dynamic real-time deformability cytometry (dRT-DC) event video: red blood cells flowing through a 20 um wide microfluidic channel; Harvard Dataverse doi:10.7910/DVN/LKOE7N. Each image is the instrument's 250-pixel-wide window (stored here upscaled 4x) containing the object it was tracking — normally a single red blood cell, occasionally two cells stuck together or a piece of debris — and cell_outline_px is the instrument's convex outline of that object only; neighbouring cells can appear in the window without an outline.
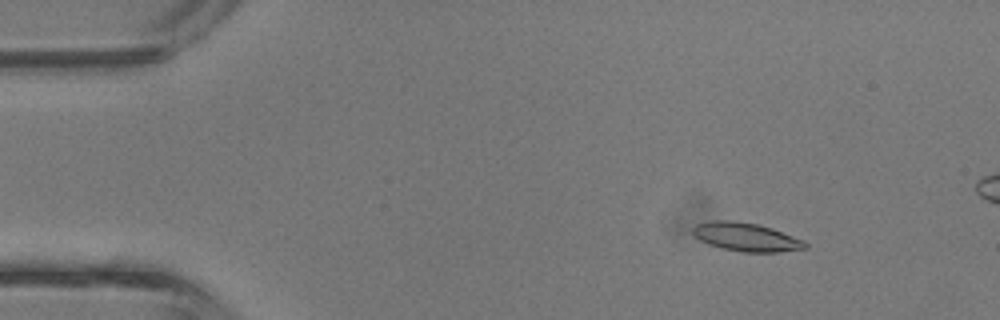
{"species": "common noctule bat (a hibernating species)", "species_latin": "Nyctalus noctula", "temperature_condition": "room temperature", "stored_images_in_passage": 5, "camera_frame_rate_fps": 3000, "um_per_image_px": 0.085, "animal": {"sex": "male", "body_mass_g": 13.3}, "frame": {"image": 1, "passage_image": 2, "time_ms": 0.333, "image_size_px": [1000, 320], "cell_outline_px": [[808, 248], [780, 252], [740, 252], [708, 244], [700, 240], [692, 232], [692, 228], [696, 224], [708, 220], [732, 220], [756, 224], [772, 228], [804, 240], [808, 244]], "centroid_in_image_um": [63.43, 20.14], "position_along_channel_um": 21.6, "area_um2": 18.73}}